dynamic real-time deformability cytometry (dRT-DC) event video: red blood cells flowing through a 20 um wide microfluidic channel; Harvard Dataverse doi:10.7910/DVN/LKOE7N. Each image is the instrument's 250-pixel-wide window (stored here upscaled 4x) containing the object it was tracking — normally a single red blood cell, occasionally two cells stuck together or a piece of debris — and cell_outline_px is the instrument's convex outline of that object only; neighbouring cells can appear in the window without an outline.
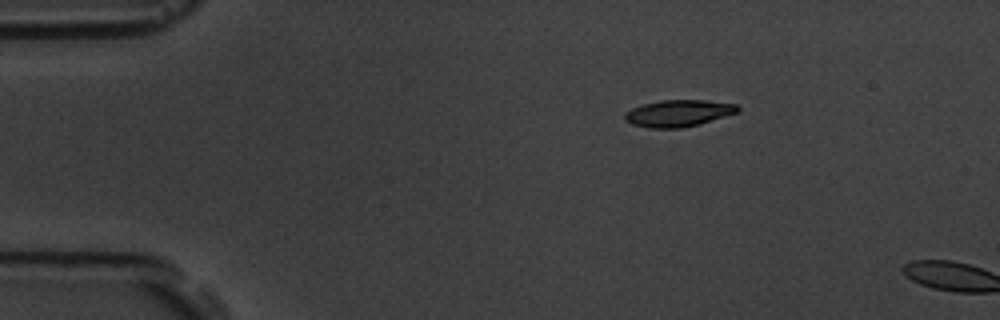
{"species": "common noctule bat (a hibernating species)", "species_latin": "Nyctalus noctula", "temperature_condition": "room temperature", "stored_images_in_passage": 2, "camera_frame_rate_fps": 3000, "um_per_image_px": 0.085, "animal": {"sex": "male", "body_mass_g": 19.5, "forearm_length_mm": 54.6}, "frame": {"image": 1, "passage_image": 1, "time_ms": 0.0, "image_size_px": [1000, 320], "cell_outline_px": [[740, 108], [736, 112], [700, 124], [680, 128], [652, 128], [632, 124], [624, 120], [624, 112], [632, 108], [644, 104], [660, 100], [704, 100], [736, 104]], "centroid_in_image_um": [57.62, 9.62], "position_along_channel_um": 27.4, "area_um2": 17.46}}